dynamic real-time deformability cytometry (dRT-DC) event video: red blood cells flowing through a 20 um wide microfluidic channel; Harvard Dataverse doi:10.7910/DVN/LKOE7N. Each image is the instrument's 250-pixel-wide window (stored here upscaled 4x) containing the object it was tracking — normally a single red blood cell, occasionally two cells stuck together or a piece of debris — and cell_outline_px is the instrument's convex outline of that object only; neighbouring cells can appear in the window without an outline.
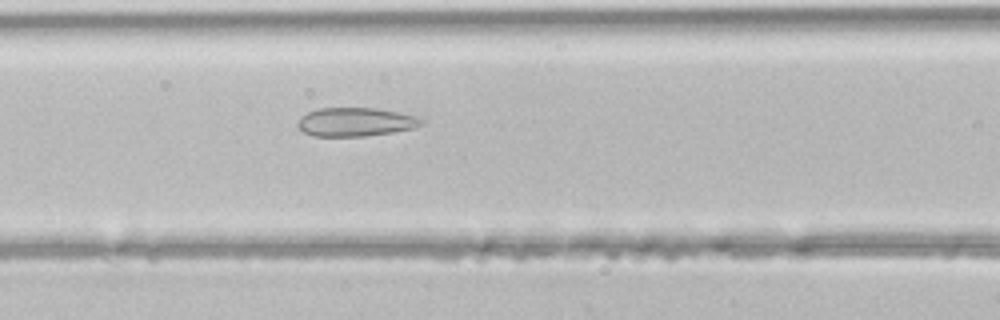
{"species": "common noctule bat (a hibernating species)", "species_latin": "Nyctalus noctula", "temperature_condition": "room temperature", "stored_images_in_passage": 29, "camera_frame_rate_fps": 3000, "um_per_image_px": 0.085, "animal": {"sex": "male", "body_mass_g": 21.5, "forearm_length_mm": 52.0}, "frame": {"image": 1, "passage_image": 5, "time_ms": 1.333, "image_size_px": [1000, 320], "cell_outline_px": [[424, 124], [412, 128], [392, 132], [364, 136], [312, 136], [304, 132], [296, 124], [300, 116], [316, 108], [376, 108], [416, 116], [424, 120]], "centroid_in_image_um": [30.19, 10.36], "position_along_channel_um": 136.4, "area_um2": 20.63}}
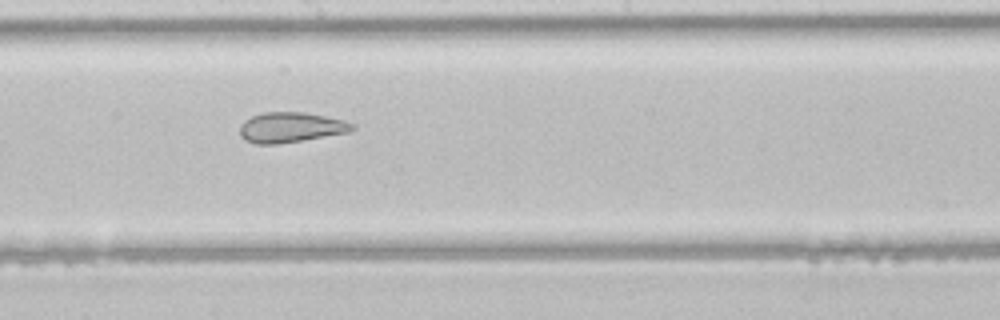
{"frame": {"image": 2, "passage_image": 11, "time_ms": 3.333, "image_size_px": [1000, 320], "cell_outline_px": [[356, 128], [348, 132], [276, 144], [256, 144], [244, 140], [240, 136], [240, 124], [244, 120], [252, 116], [264, 112], [304, 112], [344, 120], [356, 124]], "centroid_in_image_um": [24.69, 10.82], "position_along_channel_um": 223.5, "area_um2": 19.71}}
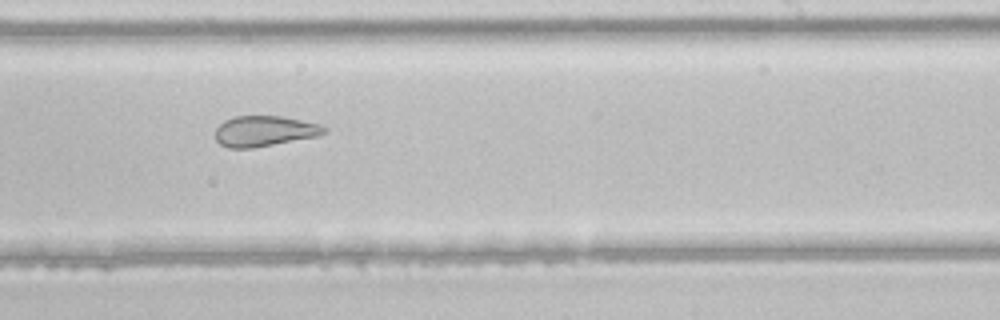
{"frame": {"image": 3, "passage_image": 14, "time_ms": 4.333, "image_size_px": [1000, 320], "cell_outline_px": [[328, 132], [320, 136], [252, 148], [228, 148], [220, 144], [216, 140], [216, 128], [224, 120], [236, 116], [284, 116], [320, 124], [328, 128]], "centroid_in_image_um": [22.52, 11.14], "position_along_channel_um": 266.5, "area_um2": 19.59}}